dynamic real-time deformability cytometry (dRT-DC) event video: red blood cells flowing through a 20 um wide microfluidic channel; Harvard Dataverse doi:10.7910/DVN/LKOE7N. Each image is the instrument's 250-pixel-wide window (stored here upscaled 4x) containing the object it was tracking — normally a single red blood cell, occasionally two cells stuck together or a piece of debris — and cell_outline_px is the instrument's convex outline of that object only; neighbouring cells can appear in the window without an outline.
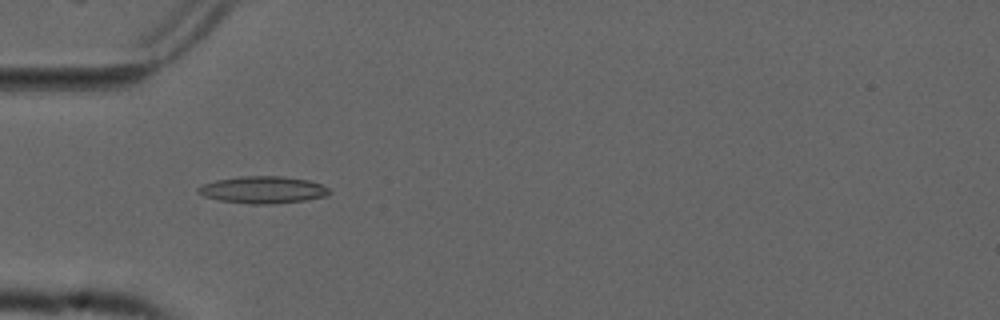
{"species": "common noctule bat (a hibernating species)", "species_latin": "Nyctalus noctula", "temperature_condition": "cold", "stored_images_in_passage": 54, "camera_frame_rate_fps": 3000, "um_per_image_px": 0.085, "animal": {"sex": "male", "forearm_length_mm": 52.5}, "frame": {"image": 1, "passage_image": 17, "time_ms": 5.333, "image_size_px": [1000, 320], "cell_outline_px": [[332, 192], [328, 196], [304, 200], [272, 204], [252, 204], [220, 200], [204, 196], [196, 192], [196, 188], [204, 184], [216, 180], [240, 176], [280, 176], [308, 180], [320, 184], [328, 188]], "centroid_in_image_um": [22.35, 16.13], "position_along_channel_um": 62.6, "area_um2": 20.63}}
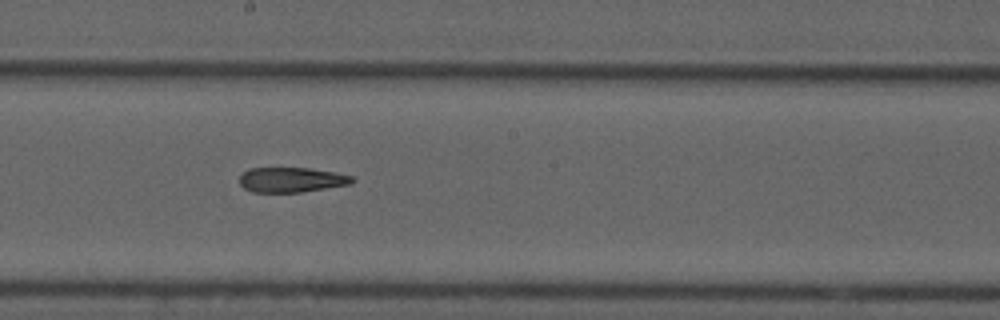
{"frame": {"image": 2, "passage_image": 30, "time_ms": 9.667, "image_size_px": [1000, 320], "cell_outline_px": [[356, 180], [352, 184], [300, 192], [252, 192], [244, 188], [240, 184], [240, 176], [248, 168], [308, 168], [332, 172], [352, 176]], "centroid_in_image_um": [24.77, 15.28], "position_along_channel_um": 223.4, "area_um2": 16.3}}
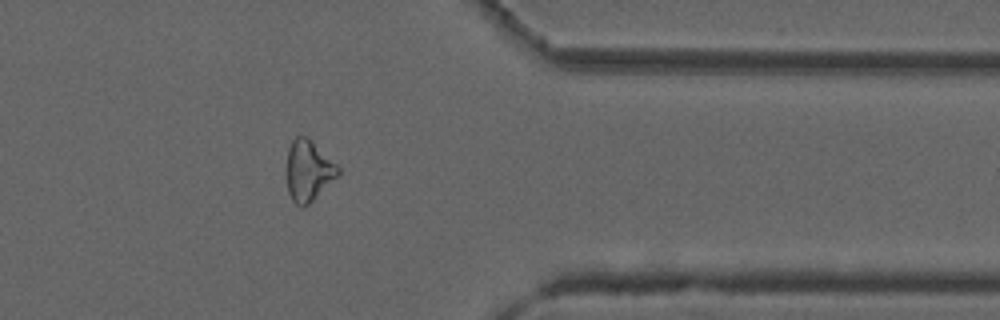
{"frame": {"image": 3, "passage_image": 44, "time_ms": 14.333, "image_size_px": [1000, 320], "cell_outline_px": [[340, 172], [308, 204], [300, 208], [292, 200], [288, 192], [288, 148], [292, 140], [296, 136], [304, 136], [312, 140], [340, 168]], "centroid_in_image_um": [26.2, 14.49], "position_along_channel_um": 385.2, "area_um2": 17.69}, "authors_computed_cell_mechanics": {"area_um2": 18.4093, "velocity_mm_per_s": 3.7569, "shape_relaxation_time_tau1_ms": null, "shape_relaxation_time_tau2_ms": 5.1075, "deformation_change_tau1": null, "deformation_change_tau2": 0.1559}}